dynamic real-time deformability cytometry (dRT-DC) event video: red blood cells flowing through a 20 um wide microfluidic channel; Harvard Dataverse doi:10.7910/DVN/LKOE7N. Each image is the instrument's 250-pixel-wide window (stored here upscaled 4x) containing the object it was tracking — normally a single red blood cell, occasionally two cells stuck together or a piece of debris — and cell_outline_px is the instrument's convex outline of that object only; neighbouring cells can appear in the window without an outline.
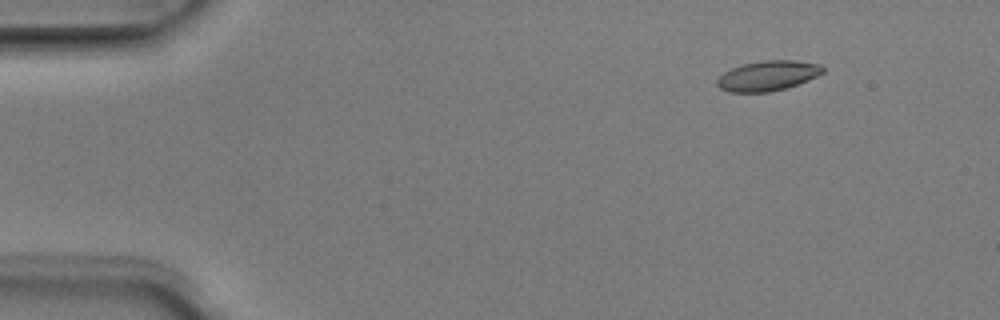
{"species": "Egyptian fruit bat (a non-hibernating species)", "species_latin": "Rousettus aegyptiacus", "temperature_condition": "room temperature", "stored_images_in_passage": 5, "camera_frame_rate_fps": 3000, "um_per_image_px": 0.085, "animal": {"sex": "male"}, "frame": {"image": 1, "passage_image": 2, "time_ms": 0.333, "image_size_px": [1000, 320], "cell_outline_px": [[824, 72], [816, 76], [796, 84], [784, 88], [768, 92], [728, 92], [720, 88], [716, 84], [716, 80], [724, 72], [732, 68], [744, 64], [768, 60], [792, 60], [820, 64], [824, 68]], "centroid_in_image_um": [65.24, 6.44], "position_along_channel_um": 19.8, "area_um2": 18.21}}
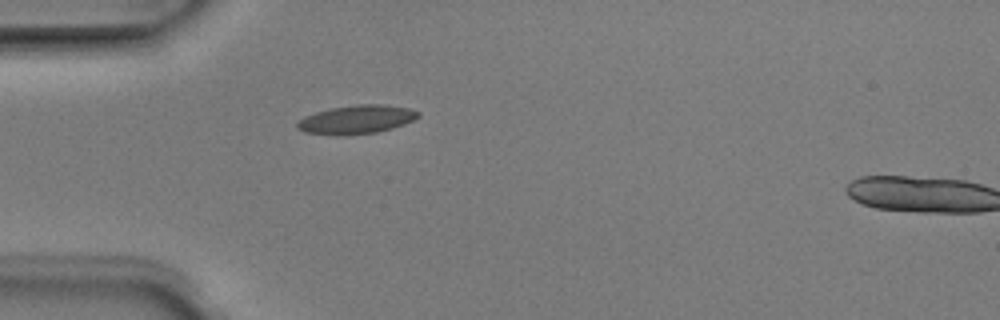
{"frame": {"image": 2, "passage_image": 4, "time_ms": 1.0, "image_size_px": [1000, 320], "cell_outline_px": [[420, 116], [404, 124], [392, 128], [376, 132], [344, 136], [336, 136], [304, 132], [296, 128], [296, 124], [304, 116], [316, 112], [332, 108], [356, 104], [380, 104], [408, 108], [420, 112]], "centroid_in_image_um": [30.27, 10.17], "position_along_channel_um": 54.7, "area_um2": 20.23}}